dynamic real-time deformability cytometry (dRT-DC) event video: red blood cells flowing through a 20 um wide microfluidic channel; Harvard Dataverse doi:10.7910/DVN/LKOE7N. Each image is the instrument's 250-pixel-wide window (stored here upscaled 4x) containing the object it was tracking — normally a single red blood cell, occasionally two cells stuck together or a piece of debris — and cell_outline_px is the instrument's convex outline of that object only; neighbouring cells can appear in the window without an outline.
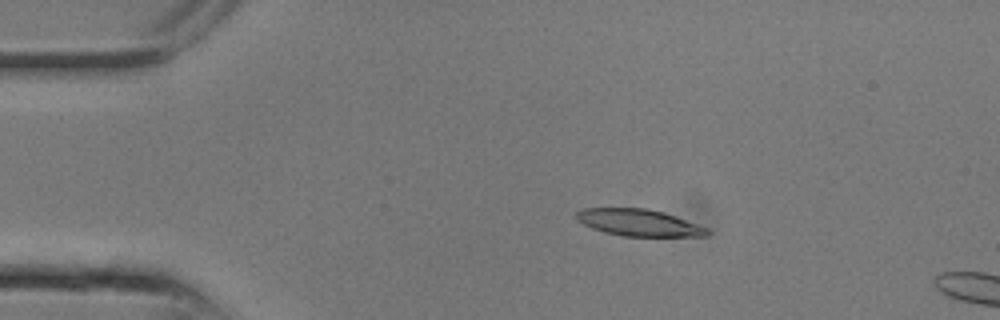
{"species": "common noctule bat (a hibernating species)", "species_latin": "Nyctalus noctula", "temperature_condition": "room temperature", "stored_images_in_passage": 3, "camera_frame_rate_fps": 3000, "um_per_image_px": 0.085, "animal": {"sex": "male", "body_mass_g": 13.3}, "frame": {"image": 1, "passage_image": 1, "time_ms": 0.0, "image_size_px": [1000, 320], "cell_outline_px": [[712, 232], [708, 236], [624, 236], [604, 232], [592, 228], [576, 220], [576, 212], [580, 208], [648, 208], [664, 212], [676, 216], [708, 228]], "centroid_in_image_um": [54.31, 18.92], "position_along_channel_um": 30.7, "area_um2": 20.58}}